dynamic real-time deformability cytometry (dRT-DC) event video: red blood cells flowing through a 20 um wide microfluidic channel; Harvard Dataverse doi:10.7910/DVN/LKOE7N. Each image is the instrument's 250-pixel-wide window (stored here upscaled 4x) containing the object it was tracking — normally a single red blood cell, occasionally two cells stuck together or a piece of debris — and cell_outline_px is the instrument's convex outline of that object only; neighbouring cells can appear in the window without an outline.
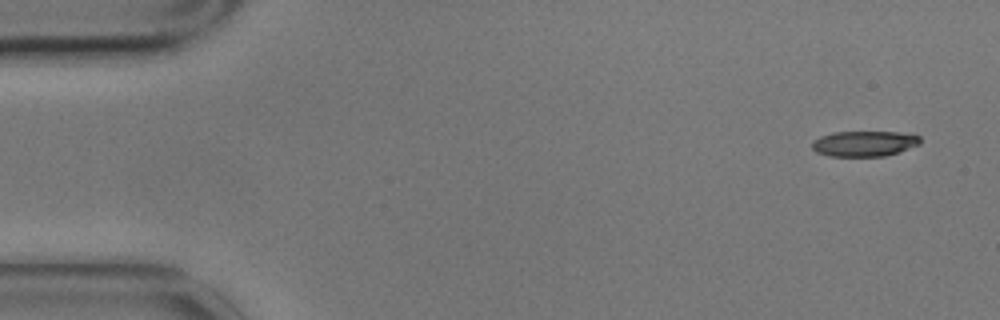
{"species": "common noctule bat (a hibernating species)", "species_latin": "Nyctalus noctula", "temperature_condition": "cold", "stored_images_in_passage": 5, "camera_frame_rate_fps": 3000, "um_per_image_px": 0.085, "animal": {"sex": "male", "body_mass_g": 17.9}, "frame": {"image": 1, "passage_image": 1, "time_ms": 0.0, "image_size_px": [1000, 320], "cell_outline_px": [[920, 144], [900, 152], [884, 156], [828, 156], [816, 152], [812, 148], [812, 140], [820, 136], [832, 132], [900, 132], [920, 136]], "centroid_in_image_um": [73.45, 12.2], "position_along_channel_um": 11.6, "area_um2": 16.18}}